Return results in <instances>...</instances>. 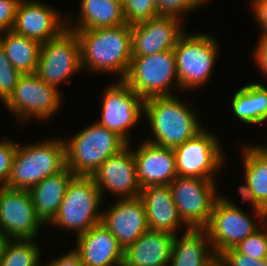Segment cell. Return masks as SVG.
<instances>
[{"instance_id":"obj_1","label":"cell","mask_w":267,"mask_h":266,"mask_svg":"<svg viewBox=\"0 0 267 266\" xmlns=\"http://www.w3.org/2000/svg\"><path fill=\"white\" fill-rule=\"evenodd\" d=\"M80 43L81 67L92 73H115L123 80L131 54V25L73 30Z\"/></svg>"},{"instance_id":"obj_2","label":"cell","mask_w":267,"mask_h":266,"mask_svg":"<svg viewBox=\"0 0 267 266\" xmlns=\"http://www.w3.org/2000/svg\"><path fill=\"white\" fill-rule=\"evenodd\" d=\"M143 115L154 136L145 141L161 147L174 149L204 129L190 105L174 95L145 99Z\"/></svg>"},{"instance_id":"obj_3","label":"cell","mask_w":267,"mask_h":266,"mask_svg":"<svg viewBox=\"0 0 267 266\" xmlns=\"http://www.w3.org/2000/svg\"><path fill=\"white\" fill-rule=\"evenodd\" d=\"M66 167L65 140L51 139L19 145L12 161L7 187L30 190L45 177Z\"/></svg>"},{"instance_id":"obj_4","label":"cell","mask_w":267,"mask_h":266,"mask_svg":"<svg viewBox=\"0 0 267 266\" xmlns=\"http://www.w3.org/2000/svg\"><path fill=\"white\" fill-rule=\"evenodd\" d=\"M127 145L117 133L94 122L65 141L66 167L76 176H92L102 163Z\"/></svg>"},{"instance_id":"obj_5","label":"cell","mask_w":267,"mask_h":266,"mask_svg":"<svg viewBox=\"0 0 267 266\" xmlns=\"http://www.w3.org/2000/svg\"><path fill=\"white\" fill-rule=\"evenodd\" d=\"M102 196L92 176H74L51 225L76 231V236L101 223Z\"/></svg>"},{"instance_id":"obj_6","label":"cell","mask_w":267,"mask_h":266,"mask_svg":"<svg viewBox=\"0 0 267 266\" xmlns=\"http://www.w3.org/2000/svg\"><path fill=\"white\" fill-rule=\"evenodd\" d=\"M212 35L184 33L173 49L181 92L204 86L213 73L219 53Z\"/></svg>"},{"instance_id":"obj_7","label":"cell","mask_w":267,"mask_h":266,"mask_svg":"<svg viewBox=\"0 0 267 266\" xmlns=\"http://www.w3.org/2000/svg\"><path fill=\"white\" fill-rule=\"evenodd\" d=\"M142 99L170 96L174 87L180 91L173 50L149 56L132 57L123 79ZM175 80V81H174Z\"/></svg>"},{"instance_id":"obj_8","label":"cell","mask_w":267,"mask_h":266,"mask_svg":"<svg viewBox=\"0 0 267 266\" xmlns=\"http://www.w3.org/2000/svg\"><path fill=\"white\" fill-rule=\"evenodd\" d=\"M215 180L177 176L170 184L173 201L186 229H203L220 196Z\"/></svg>"},{"instance_id":"obj_9","label":"cell","mask_w":267,"mask_h":266,"mask_svg":"<svg viewBox=\"0 0 267 266\" xmlns=\"http://www.w3.org/2000/svg\"><path fill=\"white\" fill-rule=\"evenodd\" d=\"M48 85L36 73L22 74L4 106L13 117L28 122L33 116L40 120L51 118L60 109L62 95Z\"/></svg>"},{"instance_id":"obj_10","label":"cell","mask_w":267,"mask_h":266,"mask_svg":"<svg viewBox=\"0 0 267 266\" xmlns=\"http://www.w3.org/2000/svg\"><path fill=\"white\" fill-rule=\"evenodd\" d=\"M219 196L212 208L207 225L203 228L217 257L227 249L234 248L260 228V221H254L233 201Z\"/></svg>"},{"instance_id":"obj_11","label":"cell","mask_w":267,"mask_h":266,"mask_svg":"<svg viewBox=\"0 0 267 266\" xmlns=\"http://www.w3.org/2000/svg\"><path fill=\"white\" fill-rule=\"evenodd\" d=\"M80 69V43L75 31L66 28L41 44L36 74L48 85L59 90L60 84Z\"/></svg>"},{"instance_id":"obj_12","label":"cell","mask_w":267,"mask_h":266,"mask_svg":"<svg viewBox=\"0 0 267 266\" xmlns=\"http://www.w3.org/2000/svg\"><path fill=\"white\" fill-rule=\"evenodd\" d=\"M204 128L195 137L173 149L178 176L215 180L224 165L221 143Z\"/></svg>"},{"instance_id":"obj_13","label":"cell","mask_w":267,"mask_h":266,"mask_svg":"<svg viewBox=\"0 0 267 266\" xmlns=\"http://www.w3.org/2000/svg\"><path fill=\"white\" fill-rule=\"evenodd\" d=\"M118 81V82H117ZM104 90L101 100V119L97 121L110 131H114L128 144L129 130L144 114L142 99L124 80H117Z\"/></svg>"},{"instance_id":"obj_14","label":"cell","mask_w":267,"mask_h":266,"mask_svg":"<svg viewBox=\"0 0 267 266\" xmlns=\"http://www.w3.org/2000/svg\"><path fill=\"white\" fill-rule=\"evenodd\" d=\"M42 224L29 190L0 189V231L8 239H35Z\"/></svg>"},{"instance_id":"obj_15","label":"cell","mask_w":267,"mask_h":266,"mask_svg":"<svg viewBox=\"0 0 267 266\" xmlns=\"http://www.w3.org/2000/svg\"><path fill=\"white\" fill-rule=\"evenodd\" d=\"M182 19L174 15H158L131 25L132 57L149 56L173 50L186 30Z\"/></svg>"},{"instance_id":"obj_16","label":"cell","mask_w":267,"mask_h":266,"mask_svg":"<svg viewBox=\"0 0 267 266\" xmlns=\"http://www.w3.org/2000/svg\"><path fill=\"white\" fill-rule=\"evenodd\" d=\"M129 143L116 155L109 157L92 175L102 199L104 192L119 195V199L140 196L141 188L137 182L136 163Z\"/></svg>"},{"instance_id":"obj_17","label":"cell","mask_w":267,"mask_h":266,"mask_svg":"<svg viewBox=\"0 0 267 266\" xmlns=\"http://www.w3.org/2000/svg\"><path fill=\"white\" fill-rule=\"evenodd\" d=\"M59 11L41 1L19 0L12 30L43 44L67 28V20Z\"/></svg>"},{"instance_id":"obj_18","label":"cell","mask_w":267,"mask_h":266,"mask_svg":"<svg viewBox=\"0 0 267 266\" xmlns=\"http://www.w3.org/2000/svg\"><path fill=\"white\" fill-rule=\"evenodd\" d=\"M102 212L101 223L116 237L123 250L149 230L145 206L140 197L119 199Z\"/></svg>"},{"instance_id":"obj_19","label":"cell","mask_w":267,"mask_h":266,"mask_svg":"<svg viewBox=\"0 0 267 266\" xmlns=\"http://www.w3.org/2000/svg\"><path fill=\"white\" fill-rule=\"evenodd\" d=\"M141 143L136 151L132 149L139 187L169 185L178 176L173 148Z\"/></svg>"},{"instance_id":"obj_20","label":"cell","mask_w":267,"mask_h":266,"mask_svg":"<svg viewBox=\"0 0 267 266\" xmlns=\"http://www.w3.org/2000/svg\"><path fill=\"white\" fill-rule=\"evenodd\" d=\"M77 247L83 266H122L123 248L116 237L99 223L76 236Z\"/></svg>"},{"instance_id":"obj_21","label":"cell","mask_w":267,"mask_h":266,"mask_svg":"<svg viewBox=\"0 0 267 266\" xmlns=\"http://www.w3.org/2000/svg\"><path fill=\"white\" fill-rule=\"evenodd\" d=\"M242 153L246 181L238 190L242 202H250L254 215L264 222L260 209L267 203V154L257 145L244 146Z\"/></svg>"},{"instance_id":"obj_22","label":"cell","mask_w":267,"mask_h":266,"mask_svg":"<svg viewBox=\"0 0 267 266\" xmlns=\"http://www.w3.org/2000/svg\"><path fill=\"white\" fill-rule=\"evenodd\" d=\"M145 206L149 230L178 234L180 219L169 185L148 186L139 196Z\"/></svg>"},{"instance_id":"obj_23","label":"cell","mask_w":267,"mask_h":266,"mask_svg":"<svg viewBox=\"0 0 267 266\" xmlns=\"http://www.w3.org/2000/svg\"><path fill=\"white\" fill-rule=\"evenodd\" d=\"M175 235L148 230L124 249L122 266H168Z\"/></svg>"},{"instance_id":"obj_24","label":"cell","mask_w":267,"mask_h":266,"mask_svg":"<svg viewBox=\"0 0 267 266\" xmlns=\"http://www.w3.org/2000/svg\"><path fill=\"white\" fill-rule=\"evenodd\" d=\"M218 257L204 229H186L175 235L168 266H214Z\"/></svg>"},{"instance_id":"obj_25","label":"cell","mask_w":267,"mask_h":266,"mask_svg":"<svg viewBox=\"0 0 267 266\" xmlns=\"http://www.w3.org/2000/svg\"><path fill=\"white\" fill-rule=\"evenodd\" d=\"M74 176L65 167L62 171L45 177L29 190L36 214L43 223L49 224L56 215L67 187Z\"/></svg>"},{"instance_id":"obj_26","label":"cell","mask_w":267,"mask_h":266,"mask_svg":"<svg viewBox=\"0 0 267 266\" xmlns=\"http://www.w3.org/2000/svg\"><path fill=\"white\" fill-rule=\"evenodd\" d=\"M79 17L73 23L68 19L70 30L98 29L126 24L122 4L116 0H81ZM70 22V23H69Z\"/></svg>"},{"instance_id":"obj_27","label":"cell","mask_w":267,"mask_h":266,"mask_svg":"<svg viewBox=\"0 0 267 266\" xmlns=\"http://www.w3.org/2000/svg\"><path fill=\"white\" fill-rule=\"evenodd\" d=\"M234 116L245 124L257 125L267 122V86L250 83L241 87L233 96Z\"/></svg>"},{"instance_id":"obj_28","label":"cell","mask_w":267,"mask_h":266,"mask_svg":"<svg viewBox=\"0 0 267 266\" xmlns=\"http://www.w3.org/2000/svg\"><path fill=\"white\" fill-rule=\"evenodd\" d=\"M0 43L8 59L21 74L36 73L41 44L13 30L0 33Z\"/></svg>"},{"instance_id":"obj_29","label":"cell","mask_w":267,"mask_h":266,"mask_svg":"<svg viewBox=\"0 0 267 266\" xmlns=\"http://www.w3.org/2000/svg\"><path fill=\"white\" fill-rule=\"evenodd\" d=\"M35 239H9L0 266H38L41 254Z\"/></svg>"},{"instance_id":"obj_30","label":"cell","mask_w":267,"mask_h":266,"mask_svg":"<svg viewBox=\"0 0 267 266\" xmlns=\"http://www.w3.org/2000/svg\"><path fill=\"white\" fill-rule=\"evenodd\" d=\"M122 9L125 22L130 25L161 15L154 0H124Z\"/></svg>"},{"instance_id":"obj_31","label":"cell","mask_w":267,"mask_h":266,"mask_svg":"<svg viewBox=\"0 0 267 266\" xmlns=\"http://www.w3.org/2000/svg\"><path fill=\"white\" fill-rule=\"evenodd\" d=\"M21 75L11 64L0 43V100L2 103H5L12 95Z\"/></svg>"},{"instance_id":"obj_32","label":"cell","mask_w":267,"mask_h":266,"mask_svg":"<svg viewBox=\"0 0 267 266\" xmlns=\"http://www.w3.org/2000/svg\"><path fill=\"white\" fill-rule=\"evenodd\" d=\"M259 228L244 240L240 241L234 248L253 259L267 258V234L266 227Z\"/></svg>"},{"instance_id":"obj_33","label":"cell","mask_w":267,"mask_h":266,"mask_svg":"<svg viewBox=\"0 0 267 266\" xmlns=\"http://www.w3.org/2000/svg\"><path fill=\"white\" fill-rule=\"evenodd\" d=\"M206 1L207 0H154L160 14L174 15L180 18H182V15H185L184 13L200 8Z\"/></svg>"},{"instance_id":"obj_34","label":"cell","mask_w":267,"mask_h":266,"mask_svg":"<svg viewBox=\"0 0 267 266\" xmlns=\"http://www.w3.org/2000/svg\"><path fill=\"white\" fill-rule=\"evenodd\" d=\"M17 143L10 139L0 140V189L7 187Z\"/></svg>"},{"instance_id":"obj_35","label":"cell","mask_w":267,"mask_h":266,"mask_svg":"<svg viewBox=\"0 0 267 266\" xmlns=\"http://www.w3.org/2000/svg\"><path fill=\"white\" fill-rule=\"evenodd\" d=\"M19 0H0V33L12 30Z\"/></svg>"},{"instance_id":"obj_36","label":"cell","mask_w":267,"mask_h":266,"mask_svg":"<svg viewBox=\"0 0 267 266\" xmlns=\"http://www.w3.org/2000/svg\"><path fill=\"white\" fill-rule=\"evenodd\" d=\"M218 263L221 266H252V258L230 248L218 256Z\"/></svg>"},{"instance_id":"obj_37","label":"cell","mask_w":267,"mask_h":266,"mask_svg":"<svg viewBox=\"0 0 267 266\" xmlns=\"http://www.w3.org/2000/svg\"><path fill=\"white\" fill-rule=\"evenodd\" d=\"M259 38L254 49V60L258 69L267 77V35H261Z\"/></svg>"},{"instance_id":"obj_38","label":"cell","mask_w":267,"mask_h":266,"mask_svg":"<svg viewBox=\"0 0 267 266\" xmlns=\"http://www.w3.org/2000/svg\"><path fill=\"white\" fill-rule=\"evenodd\" d=\"M252 2L255 19L262 30L261 35H267V0H252Z\"/></svg>"},{"instance_id":"obj_39","label":"cell","mask_w":267,"mask_h":266,"mask_svg":"<svg viewBox=\"0 0 267 266\" xmlns=\"http://www.w3.org/2000/svg\"><path fill=\"white\" fill-rule=\"evenodd\" d=\"M47 266H83V264L79 254L72 249L64 255L62 254L59 258L51 260Z\"/></svg>"},{"instance_id":"obj_40","label":"cell","mask_w":267,"mask_h":266,"mask_svg":"<svg viewBox=\"0 0 267 266\" xmlns=\"http://www.w3.org/2000/svg\"><path fill=\"white\" fill-rule=\"evenodd\" d=\"M8 240L9 239L0 231V260H1L2 255H3V250L5 247V244Z\"/></svg>"},{"instance_id":"obj_41","label":"cell","mask_w":267,"mask_h":266,"mask_svg":"<svg viewBox=\"0 0 267 266\" xmlns=\"http://www.w3.org/2000/svg\"><path fill=\"white\" fill-rule=\"evenodd\" d=\"M252 266H267V258H263V259L252 258Z\"/></svg>"},{"instance_id":"obj_42","label":"cell","mask_w":267,"mask_h":266,"mask_svg":"<svg viewBox=\"0 0 267 266\" xmlns=\"http://www.w3.org/2000/svg\"><path fill=\"white\" fill-rule=\"evenodd\" d=\"M260 210L263 215L264 222H266L267 221V203Z\"/></svg>"},{"instance_id":"obj_43","label":"cell","mask_w":267,"mask_h":266,"mask_svg":"<svg viewBox=\"0 0 267 266\" xmlns=\"http://www.w3.org/2000/svg\"><path fill=\"white\" fill-rule=\"evenodd\" d=\"M259 149H261L265 154H267V146L264 144V146L263 145H258L257 146Z\"/></svg>"},{"instance_id":"obj_44","label":"cell","mask_w":267,"mask_h":266,"mask_svg":"<svg viewBox=\"0 0 267 266\" xmlns=\"http://www.w3.org/2000/svg\"><path fill=\"white\" fill-rule=\"evenodd\" d=\"M116 1H118V2H120L122 4L124 0H116Z\"/></svg>"},{"instance_id":"obj_45","label":"cell","mask_w":267,"mask_h":266,"mask_svg":"<svg viewBox=\"0 0 267 266\" xmlns=\"http://www.w3.org/2000/svg\"><path fill=\"white\" fill-rule=\"evenodd\" d=\"M214 266H221L218 262Z\"/></svg>"}]
</instances>
